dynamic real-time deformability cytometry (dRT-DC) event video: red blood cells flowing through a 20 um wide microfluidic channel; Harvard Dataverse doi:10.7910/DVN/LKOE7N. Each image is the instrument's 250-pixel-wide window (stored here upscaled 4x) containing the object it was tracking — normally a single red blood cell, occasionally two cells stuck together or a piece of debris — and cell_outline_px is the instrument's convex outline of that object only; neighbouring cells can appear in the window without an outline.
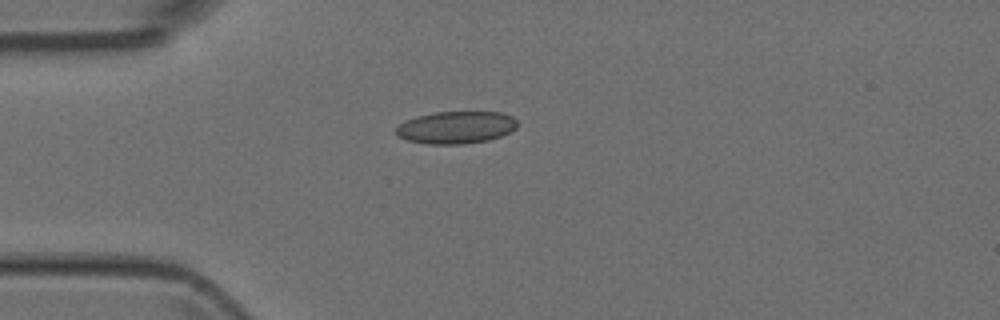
{"species": "Egyptian fruit bat (a non-hibernating species)", "species_latin": "Rousettus aegyptiacus", "temperature_condition": "room temperature", "stored_images_in_passage": 1, "camera_frame_rate_fps": 3000, "um_per_image_px": 0.085, "animal": {"sex": "female"}, "frame": {"image": 1, "passage_image": 1, "time_ms": 0.0, "image_size_px": [1000, 320], "cell_outline_px": [[516, 128], [500, 136], [488, 140], [464, 144], [424, 144], [408, 140], [396, 136], [396, 128], [404, 120], [416, 116], [436, 112], [500, 112], [512, 116], [516, 120]], "centroid_in_image_um": [38.72, 10.83], "position_along_channel_um": 46.3, "area_um2": 22.89}}